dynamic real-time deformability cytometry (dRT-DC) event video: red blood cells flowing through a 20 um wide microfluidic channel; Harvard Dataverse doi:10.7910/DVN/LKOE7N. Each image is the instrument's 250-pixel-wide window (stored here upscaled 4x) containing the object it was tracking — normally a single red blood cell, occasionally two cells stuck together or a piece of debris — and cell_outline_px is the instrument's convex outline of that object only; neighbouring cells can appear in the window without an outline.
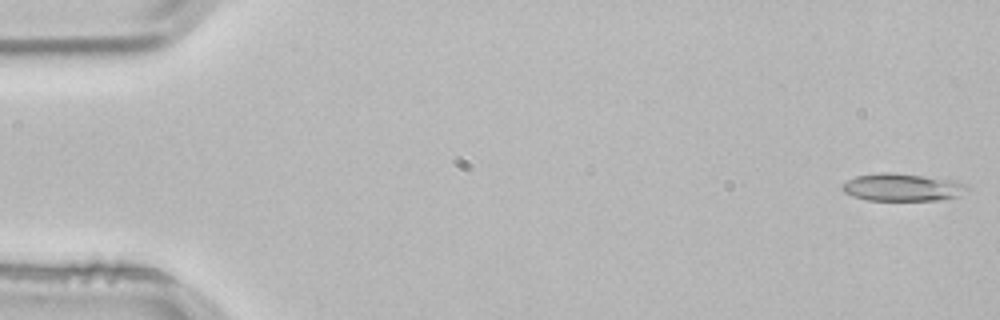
{"species": "common noctule bat (a hibernating species)", "species_latin": "Nyctalus noctula", "temperature_condition": "room temperature", "stored_images_in_passage": 4, "camera_frame_rate_fps": 3000, "um_per_image_px": 0.085, "animal": {"sex": "male", "body_mass_g": 21.5, "forearm_length_mm": 52.0}, "frame": {"image": 1, "passage_image": 1, "time_ms": 0.0, "image_size_px": [1000, 320], "cell_outline_px": [[968, 192], [956, 196], [940, 200], [868, 200], [852, 196], [844, 192], [840, 188], [840, 184], [856, 176], [884, 172], [924, 176], [952, 180], [968, 184]], "centroid_in_image_um": [76.68, 15.92], "position_along_channel_um": 8.3, "area_um2": 20.0}}